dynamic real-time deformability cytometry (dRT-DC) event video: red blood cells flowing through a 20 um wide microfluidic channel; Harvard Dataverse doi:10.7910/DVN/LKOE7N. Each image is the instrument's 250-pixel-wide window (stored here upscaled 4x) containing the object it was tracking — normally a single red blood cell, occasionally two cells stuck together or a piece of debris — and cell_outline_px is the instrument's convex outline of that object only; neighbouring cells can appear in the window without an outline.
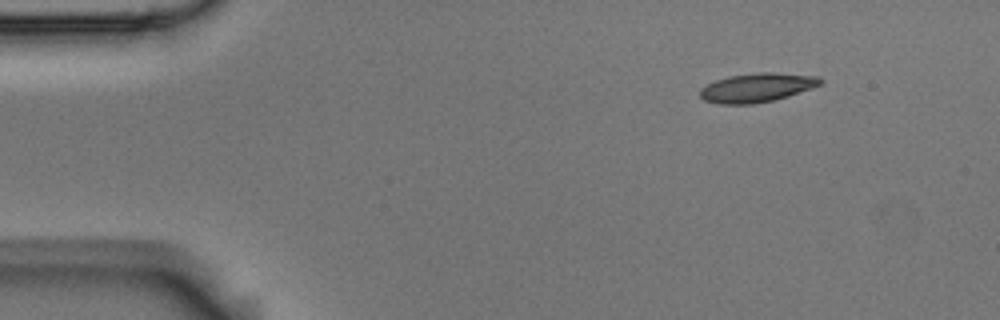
{"species": "Egyptian fruit bat (a non-hibernating species)", "species_latin": "Rousettus aegyptiacus", "temperature_condition": "room temperature", "stored_images_in_passage": 7, "camera_frame_rate_fps": 3000, "um_per_image_px": 0.085, "animal": {"sex": "male"}, "frame": {"image": 1, "passage_image": 1, "time_ms": 0.0, "image_size_px": [1000, 320], "cell_outline_px": [[824, 80], [820, 84], [812, 88], [788, 96], [772, 100], [752, 104], [720, 104], [704, 100], [700, 96], [700, 88], [716, 80], [728, 76], [760, 72], [772, 72], [820, 76]], "centroid_in_image_um": [64.35, 7.44], "position_along_channel_um": 20.6, "area_um2": 20.29}}
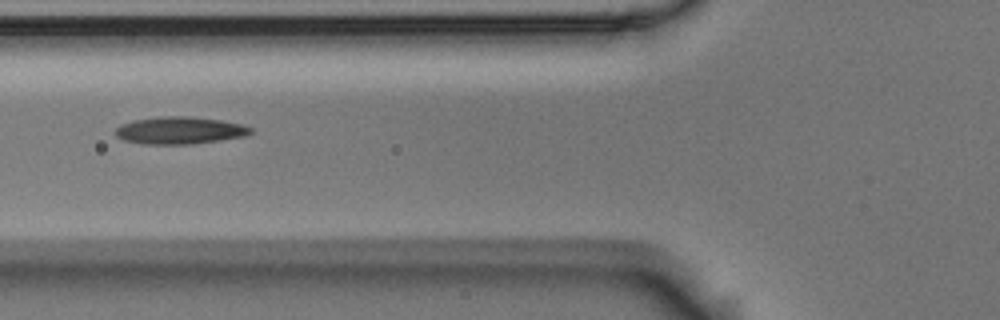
{"frame": {"image": 2, "passage_image": 5, "time_ms": 1.333, "image_size_px": [1000, 320], "cell_outline_px": [[252, 132], [244, 136], [188, 144], [144, 144], [124, 140], [116, 136], [116, 128], [120, 124], [132, 120], [160, 116], [188, 116], [220, 120], [240, 124], [252, 128]], "centroid_in_image_um": [15.22, 11.07], "position_along_channel_um": 110.6, "area_um2": 21.27}}
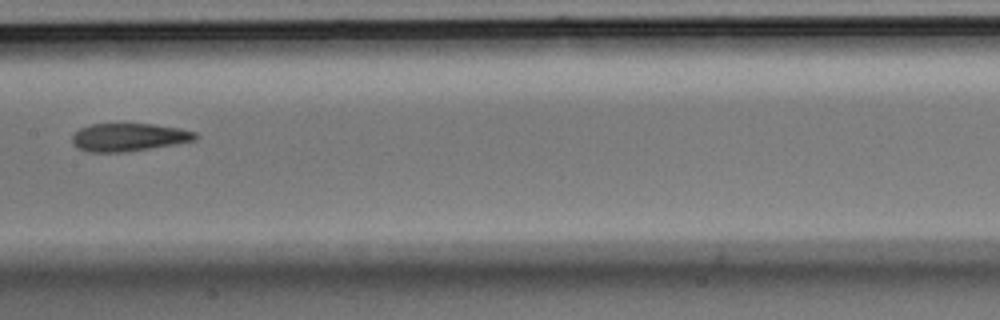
{"frame": {"image": 3, "passage_image": 7, "time_ms": 2.0, "image_size_px": [1000, 320], "cell_outline_px": [[196, 140], [176, 144], [124, 152], [88, 152], [76, 148], [72, 144], [72, 136], [80, 128], [92, 124], [152, 124], [180, 128], [196, 132]], "centroid_in_image_um": [10.92, 11.67], "position_along_channel_um": 196.5, "area_um2": 20.06}}